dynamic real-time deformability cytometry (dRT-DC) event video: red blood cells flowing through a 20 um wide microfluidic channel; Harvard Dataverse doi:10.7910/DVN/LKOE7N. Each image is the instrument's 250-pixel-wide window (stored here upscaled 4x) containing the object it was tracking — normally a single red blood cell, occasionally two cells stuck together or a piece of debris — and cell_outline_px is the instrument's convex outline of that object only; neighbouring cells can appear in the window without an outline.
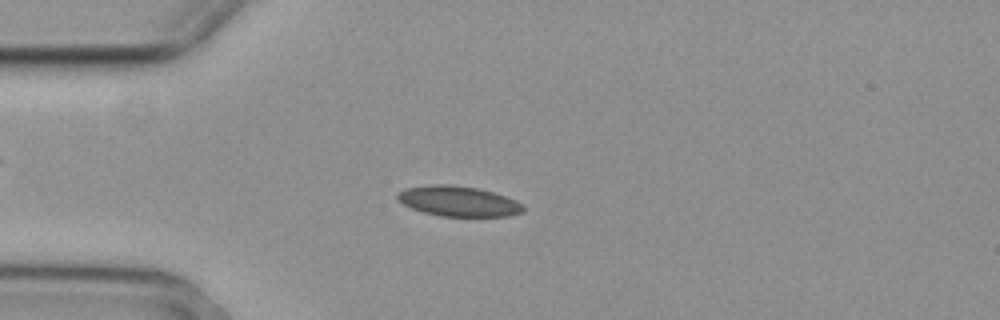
{"species": "common noctule bat (a hibernating species)", "species_latin": "Nyctalus noctula", "temperature_condition": "cold", "stored_images_in_passage": 4, "camera_frame_rate_fps": 3000, "um_per_image_px": 0.085, "animal": {"sex": "female", "body_mass_g": 29.2, "forearm_length_mm": 56.3}, "frame": {"image": 1, "passage_image": 4, "time_ms": 1.0, "image_size_px": [1000, 320], "cell_outline_px": [[524, 212], [508, 216], [440, 216], [424, 212], [412, 208], [396, 200], [396, 196], [404, 188], [432, 184], [452, 184], [476, 188], [492, 192], [516, 200], [524, 204]], "centroid_in_image_um": [38.96, 17.1], "position_along_channel_um": 46.0, "area_um2": 22.2}}